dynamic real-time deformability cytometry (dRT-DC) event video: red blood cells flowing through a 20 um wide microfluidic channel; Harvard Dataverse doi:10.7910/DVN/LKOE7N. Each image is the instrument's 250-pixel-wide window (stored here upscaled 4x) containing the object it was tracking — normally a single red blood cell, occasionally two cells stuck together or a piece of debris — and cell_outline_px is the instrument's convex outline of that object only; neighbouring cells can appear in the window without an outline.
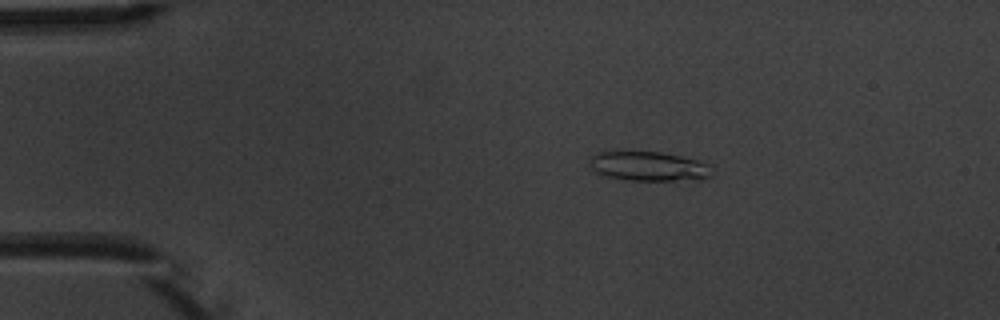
{"species": "common noctule bat (a hibernating species)", "species_latin": "Nyctalus noctula", "temperature_condition": "warm", "stored_images_in_passage": 4, "camera_frame_rate_fps": 3000, "um_per_image_px": 0.085, "animal": {"sex": "male", "body_mass_g": 20.1, "forearm_length_mm": 53.5}, "frame": {"image": 1, "passage_image": 1, "time_ms": 0.0, "image_size_px": [1000, 320], "cell_outline_px": [[712, 176], [700, 180], [628, 180], [604, 176], [596, 172], [592, 168], [588, 160], [596, 152], [660, 152], [680, 156], [712, 164]], "centroid_in_image_um": [55.18, 14.14], "position_along_channel_um": 29.8, "area_um2": 21.1}}
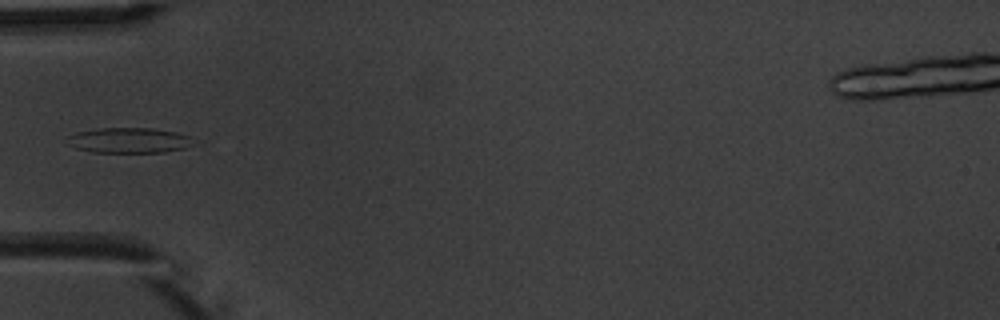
{"frame": {"image": 2, "passage_image": 3, "time_ms": 2.667, "image_size_px": [1000, 320], "cell_outline_px": [[196, 144], [184, 148], [164, 152], [92, 152], [76, 148], [68, 136], [76, 132], [100, 128], [152, 128], [176, 132], [188, 136]], "centroid_in_image_um": [11.03, 11.92], "position_along_channel_um": 74.0, "area_um2": 18.32}}
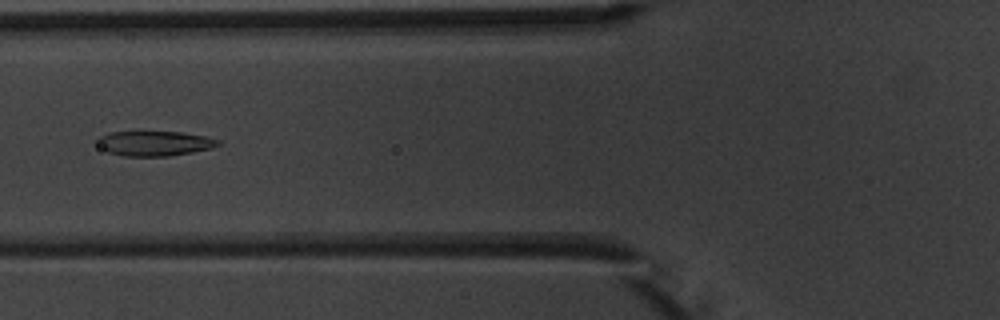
{"frame": {"image": 3, "passage_image": 4, "time_ms": 3.667, "image_size_px": [1000, 320], "cell_outline_px": [[220, 144], [212, 148], [192, 152], [168, 156], [124, 156], [108, 152], [100, 148], [96, 144], [96, 140], [100, 136], [108, 132], [136, 128], [180, 132], [204, 136], [220, 140]], "centroid_in_image_um": [13.03, 12.13], "position_along_channel_um": 112.8, "area_um2": 18.55}}